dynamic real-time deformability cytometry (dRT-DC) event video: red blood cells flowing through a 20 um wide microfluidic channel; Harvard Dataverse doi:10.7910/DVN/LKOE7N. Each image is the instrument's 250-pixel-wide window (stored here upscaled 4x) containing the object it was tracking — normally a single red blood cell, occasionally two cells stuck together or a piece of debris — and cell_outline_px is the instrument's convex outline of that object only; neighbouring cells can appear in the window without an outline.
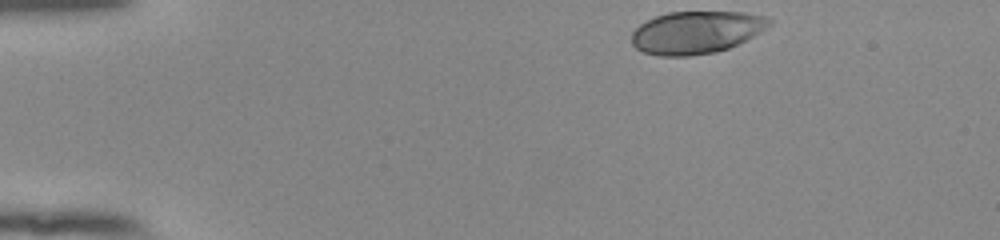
{"species": "human", "species_latin": "Homo sapiens", "temperature_condition": "room temperature", "stored_images_in_passage": 39, "camera_frame_rate_fps": 3000, "um_per_image_px": 0.085, "donor": {"sex": "female"}, "frame": {"image": 1, "passage_image": 1, "time_ms": 0.0, "image_size_px": [1000, 240], "cell_outline_px": [[772, 24], [768, 28], [728, 48], [716, 52], [688, 56], [660, 56], [644, 52], [636, 48], [632, 44], [632, 32], [640, 24], [656, 16], [668, 12], [744, 12], [768, 16], [772, 20]], "centroid_in_image_um": [59.2, 2.74], "position_along_channel_um": 25.8, "area_um2": 34.1}}
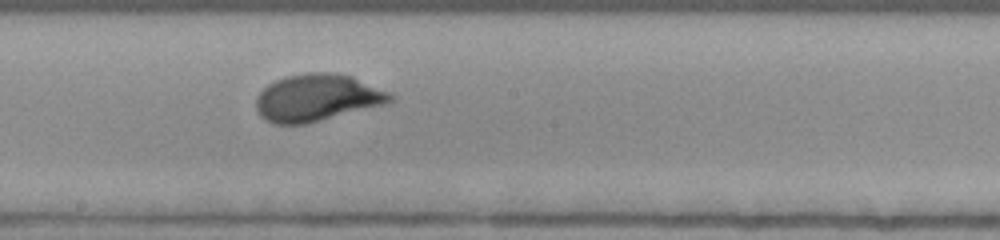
{"frame": {"image": 2, "passage_image": 23, "time_ms": 7.333, "image_size_px": [1000, 240], "cell_outline_px": [[396, 100], [388, 104], [308, 124], [272, 124], [264, 120], [256, 112], [256, 96], [268, 84], [276, 80], [288, 76], [308, 72], [332, 72], [352, 76], [392, 92], [396, 96]], "centroid_in_image_um": [27.01, 8.32], "position_along_channel_um": 221.2, "area_um2": 37.63}}
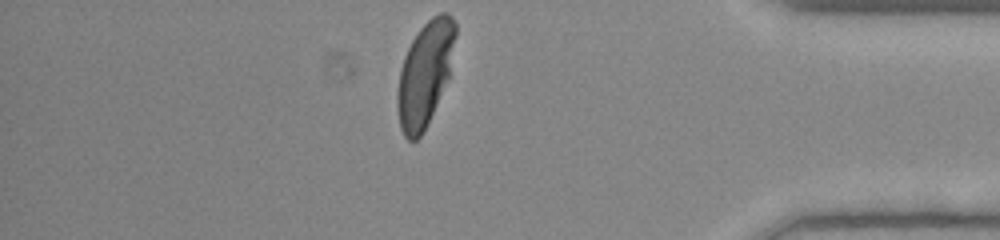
{"frame": {"image": 3, "passage_image": 39, "time_ms": 12.667, "image_size_px": [1000, 240], "cell_outline_px": [[456, 36], [448, 80], [424, 132], [416, 140], [408, 140], [404, 136], [400, 128], [396, 108], [396, 96], [400, 68], [404, 56], [412, 40], [420, 28], [432, 16], [440, 12], [448, 12], [452, 16], [456, 24]], "centroid_in_image_um": [36.11, 6.28], "position_along_channel_um": 399.1, "area_um2": 35.6}, "authors_computed_cell_mechanics": {"area_um2": 35.7782, "velocity_mm_per_s": 3.8657, "shape_relaxation_time_tau1_ms": 2.9381, "shape_relaxation_time_tau2_ms": null, "deformation_change_tau1": 0.1874, "deformation_change_tau2": null}}